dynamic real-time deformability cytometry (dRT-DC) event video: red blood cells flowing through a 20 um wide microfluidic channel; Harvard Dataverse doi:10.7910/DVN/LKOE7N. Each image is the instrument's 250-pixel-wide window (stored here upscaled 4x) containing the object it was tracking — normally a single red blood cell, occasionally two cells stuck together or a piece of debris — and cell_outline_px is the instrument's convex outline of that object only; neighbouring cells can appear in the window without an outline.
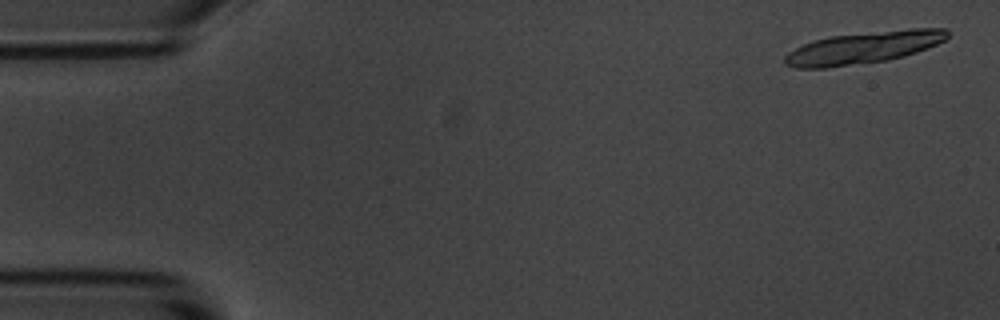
{"species": "common noctule bat (a hibernating species)", "species_latin": "Nyctalus noctula", "temperature_condition": "room temperature", "stored_images_in_passage": 18, "camera_frame_rate_fps": 3000, "um_per_image_px": 0.085, "animal": {"sex": "male", "body_mass_g": 20.1, "forearm_length_mm": 53.5}, "frame": {"image": 1, "passage_image": 2, "time_ms": 0.333, "image_size_px": [1000, 320], "cell_outline_px": [[948, 36], [944, 40], [936, 44], [916, 52], [904, 56], [888, 60], [828, 68], [796, 68], [784, 64], [784, 56], [788, 52], [804, 44], [828, 36], [908, 28], [948, 28]], "centroid_in_image_um": [73.39, 4.04], "position_along_channel_um": 11.6, "area_um2": 30.4}}